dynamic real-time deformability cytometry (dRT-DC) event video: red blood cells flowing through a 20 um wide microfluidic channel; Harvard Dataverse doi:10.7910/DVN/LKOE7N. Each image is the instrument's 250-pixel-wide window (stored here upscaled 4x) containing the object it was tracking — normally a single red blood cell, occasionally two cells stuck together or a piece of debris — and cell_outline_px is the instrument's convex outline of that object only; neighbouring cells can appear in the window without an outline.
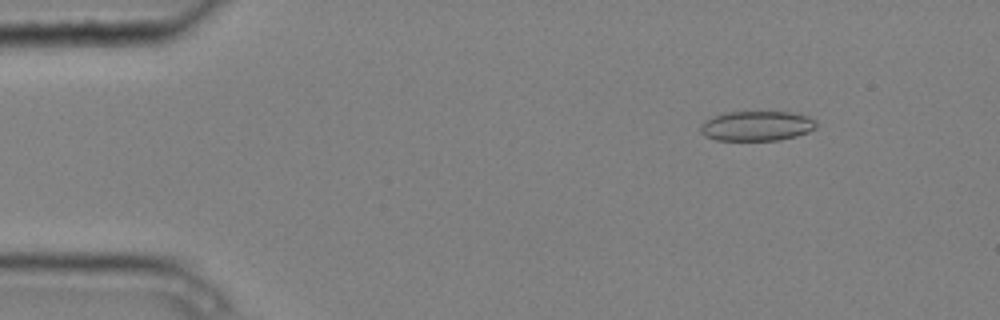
{"species": "common noctule bat (a hibernating species)", "species_latin": "Nyctalus noctula", "temperature_condition": "cold", "stored_images_in_passage": 5, "camera_frame_rate_fps": 3000, "um_per_image_px": 0.085, "animal": {"sex": "male", "body_mass_g": 20.4}, "frame": {"image": 1, "passage_image": 2, "time_ms": 0.333, "image_size_px": [1000, 320], "cell_outline_px": [[816, 128], [808, 132], [796, 136], [780, 140], [716, 140], [704, 136], [700, 132], [700, 124], [704, 120], [712, 116], [724, 112], [792, 112], [808, 116], [816, 120]], "centroid_in_image_um": [64.3, 10.7], "position_along_channel_um": 20.7, "area_um2": 20.4}}